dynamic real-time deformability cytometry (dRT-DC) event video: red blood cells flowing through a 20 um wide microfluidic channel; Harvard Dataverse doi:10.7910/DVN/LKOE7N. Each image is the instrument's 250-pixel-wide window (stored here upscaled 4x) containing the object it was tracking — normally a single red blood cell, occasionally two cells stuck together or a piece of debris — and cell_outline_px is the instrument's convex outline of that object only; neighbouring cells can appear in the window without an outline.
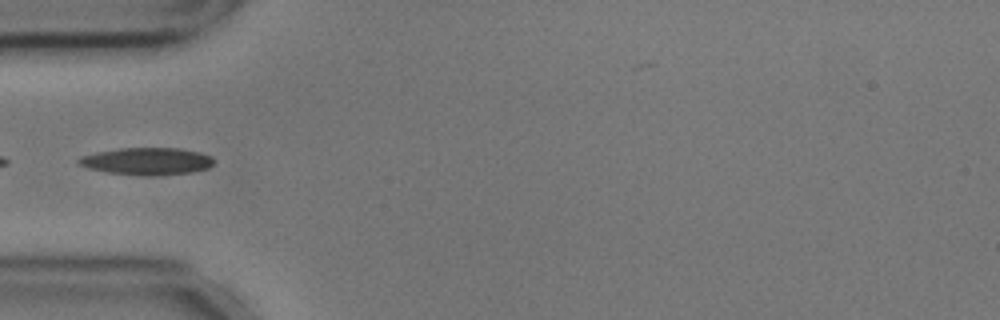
{"species": "common noctule bat (a hibernating species)", "species_latin": "Nyctalus noctula", "temperature_condition": "cold", "stored_images_in_passage": 29, "camera_frame_rate_fps": 3000, "um_per_image_px": 0.085, "animal": {"sex": "male", "body_mass_g": 17.9, "forearm_length_mm": 54.2}, "frame": {"image": 1, "passage_image": 1, "time_ms": 0.0, "image_size_px": [1000, 320], "cell_outline_px": [[212, 164], [208, 168], [192, 172], [156, 176], [152, 176], [108, 172], [88, 168], [80, 164], [76, 160], [80, 156], [96, 152], [120, 148], [180, 148], [200, 152], [212, 156]], "centroid_in_image_um": [12.5, 13.7], "position_along_channel_um": 72.5, "area_um2": 21.39}}